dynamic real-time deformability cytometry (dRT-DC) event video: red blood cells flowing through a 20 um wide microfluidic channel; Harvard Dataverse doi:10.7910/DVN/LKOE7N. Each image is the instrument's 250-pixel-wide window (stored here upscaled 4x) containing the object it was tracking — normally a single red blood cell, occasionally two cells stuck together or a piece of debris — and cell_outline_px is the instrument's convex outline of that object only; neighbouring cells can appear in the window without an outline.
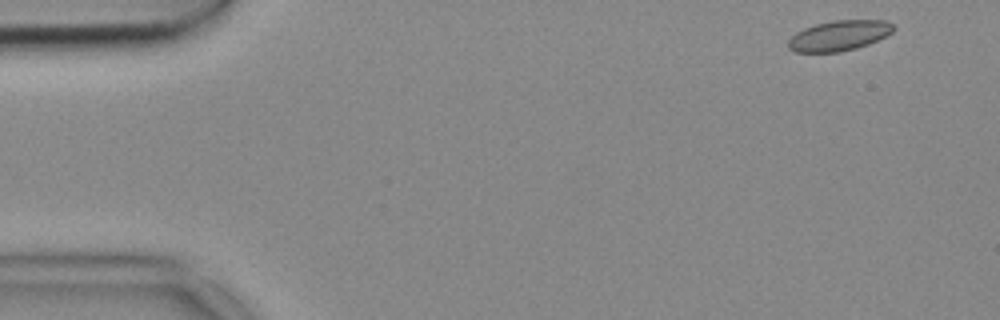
{"species": "common noctule bat (a hibernating species)", "species_latin": "Nyctalus noctula", "temperature_condition": "cold", "stored_images_in_passage": 10, "camera_frame_rate_fps": 3000, "um_per_image_px": 0.085, "animal": {"sex": "female", "body_mass_g": 18.4}, "frame": {"image": 1, "passage_image": 1, "time_ms": 0.0, "image_size_px": [1000, 320], "cell_outline_px": [[896, 28], [892, 32], [868, 44], [856, 48], [840, 52], [796, 52], [788, 48], [788, 40], [796, 32], [804, 28], [816, 24], [832, 20], [884, 20], [892, 24]], "centroid_in_image_um": [71.3, 3.02], "position_along_channel_um": 13.7, "area_um2": 18.5}}